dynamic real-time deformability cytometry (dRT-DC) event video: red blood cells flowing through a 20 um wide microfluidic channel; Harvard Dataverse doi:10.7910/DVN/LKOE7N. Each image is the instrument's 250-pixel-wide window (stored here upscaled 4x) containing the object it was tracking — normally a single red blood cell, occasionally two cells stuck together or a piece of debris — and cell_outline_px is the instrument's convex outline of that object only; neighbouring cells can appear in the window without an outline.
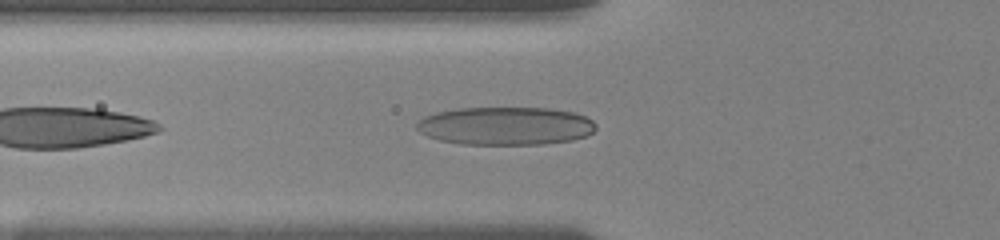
{"species": "human", "species_latin": "Homo sapiens", "temperature_condition": "room temperature", "stored_images_in_passage": 62, "camera_frame_rate_fps": 3000, "um_per_image_px": 0.085, "donor": {"sex": "female"}, "frame": {"image": 1, "passage_image": 9, "time_ms": 1.333, "image_size_px": [1000, 240], "cell_outline_px": [[596, 128], [592, 132], [584, 136], [572, 140], [544, 144], [460, 144], [440, 140], [428, 136], [420, 132], [416, 128], [416, 124], [424, 116], [436, 112], [456, 108], [548, 108], [572, 112], [584, 116], [592, 120], [596, 124]], "centroid_in_image_um": [42.95, 10.7], "position_along_channel_um": 82.9, "area_um2": 39.77}}
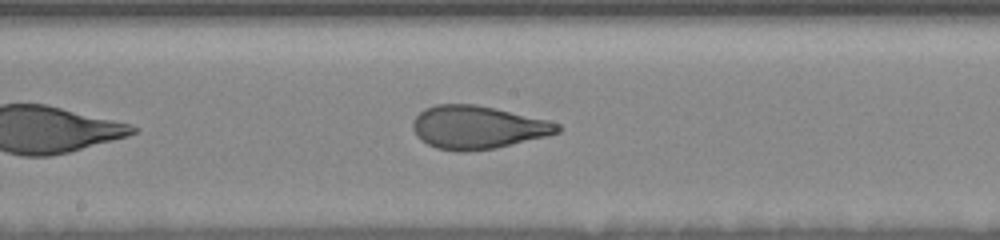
{"frame": {"image": 2, "passage_image": 25, "time_ms": 4.667, "image_size_px": [1000, 240], "cell_outline_px": [[560, 132], [548, 136], [496, 148], [464, 152], [436, 148], [420, 140], [416, 136], [412, 128], [412, 120], [424, 108], [436, 104], [476, 104], [496, 108], [548, 120], [560, 124]], "centroid_in_image_um": [40.58, 10.82], "position_along_channel_um": 207.6, "area_um2": 36.59}}
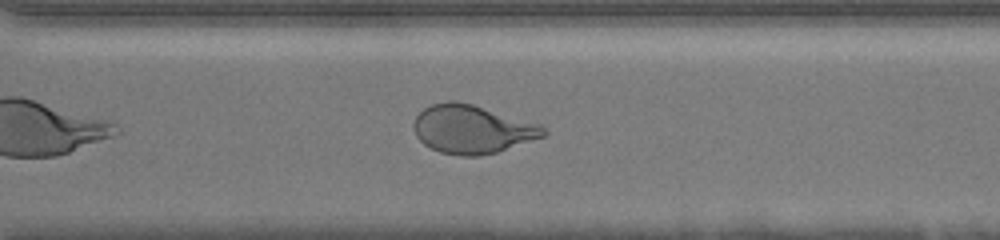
{"frame": {"image": 3, "passage_image": 42, "time_ms": 8.0, "image_size_px": [1000, 240], "cell_outline_px": [[548, 132], [544, 136], [496, 152], [480, 156], [460, 156], [440, 152], [424, 144], [416, 136], [412, 128], [412, 124], [416, 116], [424, 108], [432, 104], [448, 100], [456, 100], [472, 104], [544, 124]], "centroid_in_image_um": [40.15, 10.97], "position_along_channel_um": 330.5, "area_um2": 36.99}, "authors_computed_cell_mechanics": {"area_um2": 37.0498, "velocity_mm_per_s": 3.7062, "shape_relaxation_time_tau1_ms": 6.1884, "shape_relaxation_time_tau2_ms": 0.9431, "deformation_change_tau1": 0.2298, "deformation_change_tau2": 0.082}}